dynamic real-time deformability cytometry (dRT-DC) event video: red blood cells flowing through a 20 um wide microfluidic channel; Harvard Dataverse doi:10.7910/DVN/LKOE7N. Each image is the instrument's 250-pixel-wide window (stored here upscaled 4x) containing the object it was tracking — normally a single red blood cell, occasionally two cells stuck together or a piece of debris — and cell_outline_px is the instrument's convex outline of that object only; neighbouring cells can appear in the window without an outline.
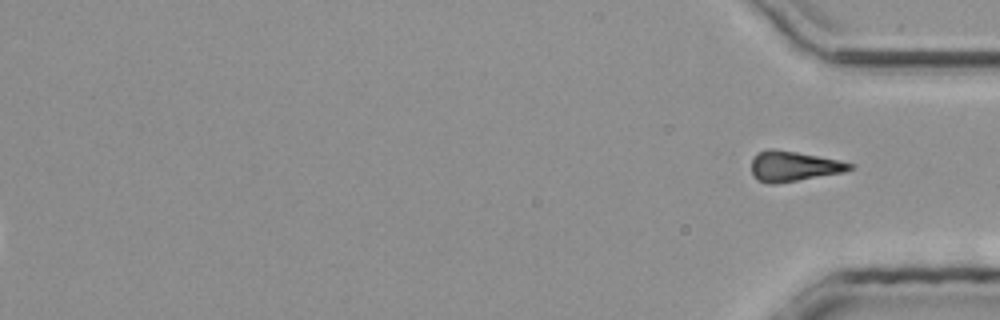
{"species": "common noctule bat (a hibernating species)", "species_latin": "Nyctalus noctula", "temperature_condition": "room temperature", "stored_images_in_passage": 34, "segment_of_instrument_passage": [2, 2], "camera_frame_rate_fps": 3000, "um_per_image_px": 0.085, "animal": {"sex": "male", "body_mass_g": 20.4}, "frame": {"image": 1, "passage_image": 34, "time_ms": 11.0, "image_size_px": [1000, 320], "cell_outline_px": [[852, 168], [844, 172], [776, 184], [768, 184], [756, 180], [752, 176], [752, 160], [760, 152], [768, 148], [772, 148], [796, 152], [840, 160], [852, 164]], "centroid_in_image_um": [67.42, 14.14], "position_along_channel_um": 367.8, "area_um2": 17.22}}